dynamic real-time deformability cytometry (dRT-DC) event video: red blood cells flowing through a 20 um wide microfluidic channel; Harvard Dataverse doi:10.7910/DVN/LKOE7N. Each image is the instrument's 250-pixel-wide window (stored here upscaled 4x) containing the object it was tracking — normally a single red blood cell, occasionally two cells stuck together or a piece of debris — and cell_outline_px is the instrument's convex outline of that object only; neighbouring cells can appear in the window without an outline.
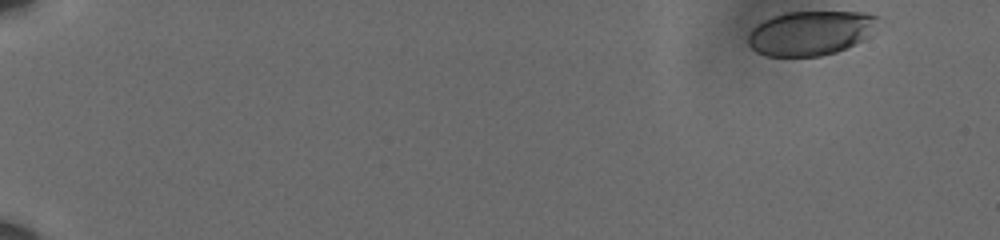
{"species": "human", "species_latin": "Homo sapiens", "temperature_condition": "cold", "stored_images_in_passage": 56, "camera_frame_rate_fps": 3000, "um_per_image_px": 0.085, "donor": {"sex": "male"}, "frame": {"image": 1, "passage_image": 1, "time_ms": 0.0, "image_size_px": [1000, 240], "cell_outline_px": [[880, 16], [868, 36], [864, 40], [836, 52], [820, 56], [768, 56], [756, 52], [748, 44], [748, 36], [752, 28], [756, 24], [772, 16], [784, 12], [864, 12]], "centroid_in_image_um": [68.87, 2.8], "position_along_channel_um": 16.1, "area_um2": 33.64}}
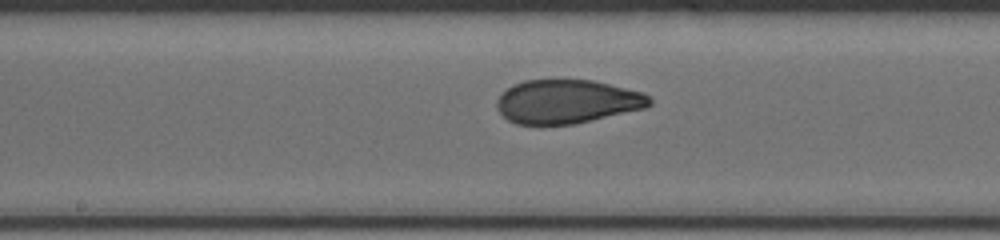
{"frame": {"image": 2, "passage_image": 31, "time_ms": 10.0, "image_size_px": [1000, 240], "cell_outline_px": [[652, 104], [644, 108], [592, 120], [572, 124], [516, 124], [508, 120], [500, 112], [496, 104], [496, 100], [512, 84], [524, 80], [592, 80], [644, 92], [652, 100]], "centroid_in_image_um": [48.2, 8.63], "position_along_channel_um": 200.0, "area_um2": 38.73}}
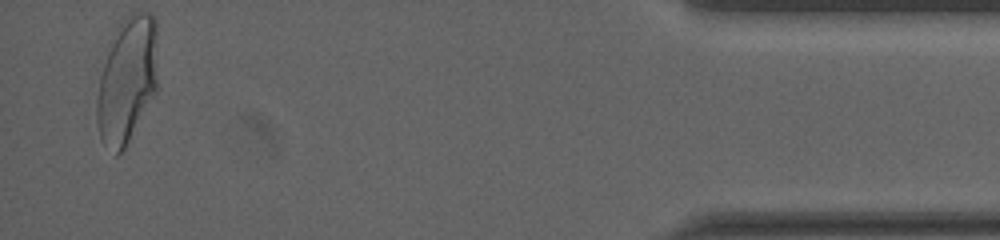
{"frame": {"image": 3, "passage_image": 55, "time_ms": 18.0, "image_size_px": [1000, 240], "cell_outline_px": [[156, 92], [124, 148], [116, 156], [100, 140], [96, 120], [96, 100], [100, 76], [108, 52], [120, 24], [132, 12], [148, 12], [156, 16]], "centroid_in_image_um": [10.8, 6.84], "position_along_channel_um": 424.4, "area_um2": 44.1}, "authors_computed_cell_mechanics": {"area_um2": 39.882, "velocity_mm_per_s": 3.5971, "shape_relaxation_time_tau1_ms": 5.4085, "shape_relaxation_time_tau2_ms": 0.7104, "deformation_change_tau1": 0.1991, "deformation_change_tau2": 0.0584}}